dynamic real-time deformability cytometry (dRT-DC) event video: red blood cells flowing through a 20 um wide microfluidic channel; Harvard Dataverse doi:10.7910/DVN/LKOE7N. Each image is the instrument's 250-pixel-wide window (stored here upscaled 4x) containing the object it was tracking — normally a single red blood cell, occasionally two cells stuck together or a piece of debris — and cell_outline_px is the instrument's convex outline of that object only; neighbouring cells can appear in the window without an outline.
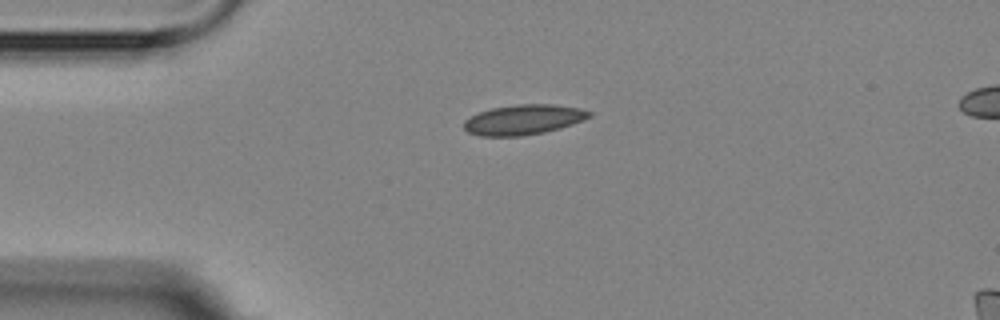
{"species": "Egyptian fruit bat (a non-hibernating species)", "species_latin": "Rousettus aegyptiacus", "temperature_condition": "room temperature", "stored_images_in_passage": 3, "camera_frame_rate_fps": 3000, "um_per_image_px": 0.085, "animal": {"sex": "female"}, "frame": {"image": 1, "passage_image": 1, "time_ms": 0.0, "image_size_px": [1000, 320], "cell_outline_px": [[592, 116], [572, 124], [560, 128], [544, 132], [524, 136], [480, 136], [468, 132], [464, 128], [464, 120], [480, 112], [492, 108], [516, 104], [552, 104], [580, 108], [592, 112]], "centroid_in_image_um": [44.51, 10.17], "position_along_channel_um": 40.5, "area_um2": 21.91}}